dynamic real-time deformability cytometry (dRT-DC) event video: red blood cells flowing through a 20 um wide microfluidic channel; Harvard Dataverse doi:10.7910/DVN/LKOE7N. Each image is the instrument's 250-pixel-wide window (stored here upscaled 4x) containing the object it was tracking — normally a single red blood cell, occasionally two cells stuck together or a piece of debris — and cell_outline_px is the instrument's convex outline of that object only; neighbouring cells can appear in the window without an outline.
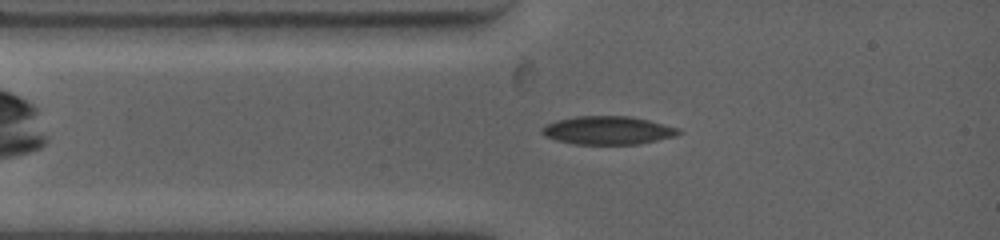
{"species": "common noctule bat (a hibernating species)", "species_latin": "Nyctalus noctula", "temperature_condition": "warm", "stored_images_in_passage": 44, "camera_frame_rate_fps": 4500, "um_per_image_px": 0.085, "animal": {"sex": "female", "body_mass_g": 19.0, "forearm_length_mm": 53.3}, "frame": {"image": 1, "passage_image": 6, "time_ms": 1.556, "image_size_px": [1000, 240], "cell_outline_px": [[684, 132], [676, 136], [640, 144], [572, 144], [556, 140], [544, 136], [540, 132], [540, 128], [544, 124], [556, 120], [576, 116], [632, 116], [680, 128]], "centroid_in_image_um": [51.65, 11.08], "position_along_channel_um": 33.3, "area_um2": 22.89}}
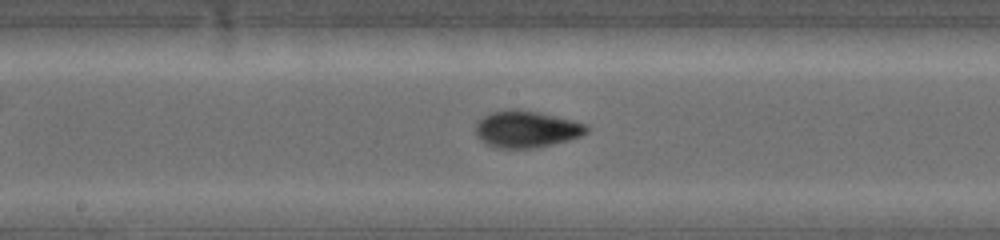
{"frame": {"image": 2, "passage_image": 22, "time_ms": 6.0, "image_size_px": [1000, 240], "cell_outline_px": [[588, 132], [580, 136], [568, 140], [536, 148], [496, 148], [480, 140], [476, 136], [476, 124], [484, 116], [492, 112], [512, 108], [516, 108], [540, 112], [588, 124]], "centroid_in_image_um": [44.75, 10.97], "position_along_channel_um": 203.4, "area_um2": 23.87}}
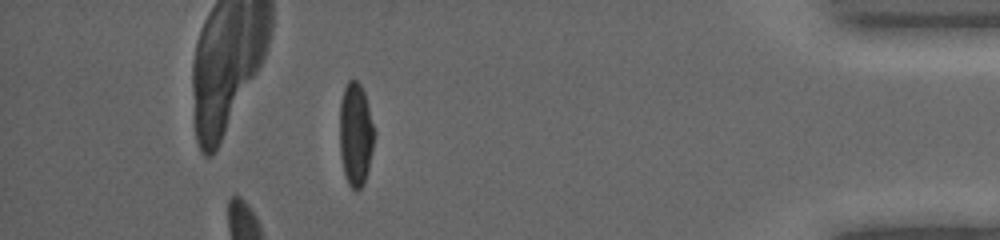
{"frame": {"image": 3, "passage_image": 44, "time_ms": 12.667, "image_size_px": [1000, 240], "cell_outline_px": [[376, 132], [368, 168], [364, 184], [356, 192], [348, 184], [344, 176], [340, 156], [340, 104], [344, 88], [348, 80], [356, 80], [360, 84], [364, 92]], "centroid_in_image_um": [30.23, 11.44], "position_along_channel_um": 405.0, "area_um2": 21.04}, "authors_computed_cell_mechanics": {"area_um2": 22.0218, "velocity_mm_per_s": 3.8847, "shape_relaxation_time_tau1_ms": 4.1291, "shape_relaxation_time_tau2_ms": 1.4731, "deformation_change_tau1": 0.1833, "deformation_change_tau2": 0.0348}}